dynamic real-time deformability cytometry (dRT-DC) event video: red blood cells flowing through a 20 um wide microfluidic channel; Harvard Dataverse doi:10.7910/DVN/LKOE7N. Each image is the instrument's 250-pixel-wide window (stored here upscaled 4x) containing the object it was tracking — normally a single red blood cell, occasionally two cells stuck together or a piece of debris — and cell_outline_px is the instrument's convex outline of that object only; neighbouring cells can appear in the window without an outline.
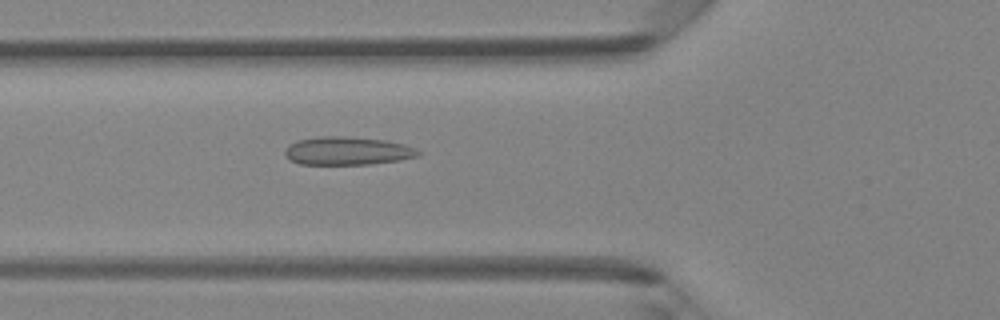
{"species": "Egyptian fruit bat (a non-hibernating species)", "species_latin": "Rousettus aegyptiacus", "temperature_condition": "room temperature", "stored_images_in_passage": 47, "camera_frame_rate_fps": 3000, "um_per_image_px": 0.085, "animal": {"sex": "female"}, "frame": {"image": 1, "passage_image": 17, "time_ms": 5.333, "image_size_px": [1000, 320], "cell_outline_px": [[420, 156], [400, 160], [368, 164], [300, 164], [288, 160], [284, 156], [284, 152], [288, 144], [300, 140], [320, 136], [344, 136], [384, 140], [404, 144], [420, 152]], "centroid_in_image_um": [29.48, 12.83], "position_along_channel_um": 96.3, "area_um2": 21.85}}
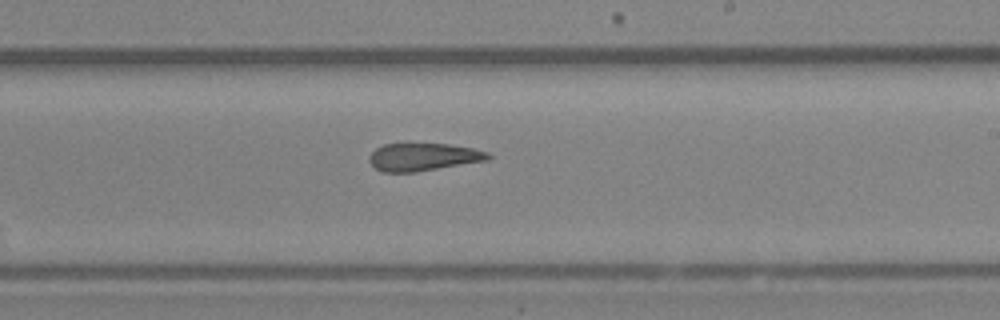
{"frame": {"image": 2, "passage_image": 28, "time_ms": 9.0, "image_size_px": [1000, 320], "cell_outline_px": [[492, 156], [488, 160], [416, 172], [384, 172], [376, 168], [368, 160], [368, 156], [376, 148], [384, 144], [448, 144], [472, 148], [488, 152]], "centroid_in_image_um": [35.98, 13.34], "position_along_channel_um": 253.0, "area_um2": 19.07}}
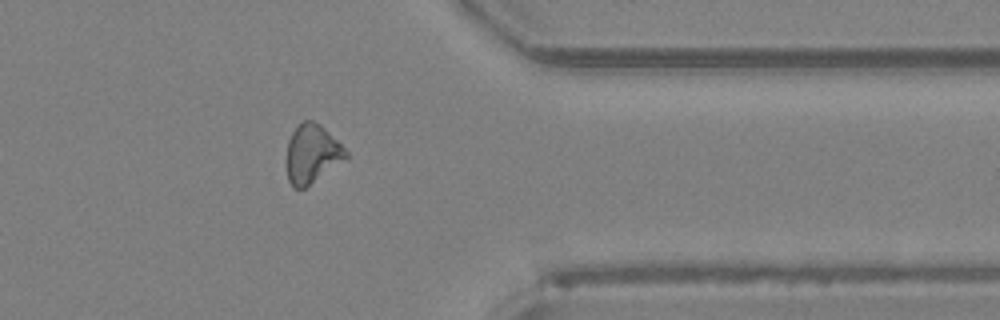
{"frame": {"image": 3, "passage_image": 38, "time_ms": 12.333, "image_size_px": [1000, 320], "cell_outline_px": [[348, 156], [304, 188], [292, 188], [288, 180], [284, 164], [284, 160], [288, 140], [292, 132], [304, 120], [312, 120], [320, 124], [348, 152]], "centroid_in_image_um": [26.43, 13.08], "position_along_channel_um": 385.0, "area_um2": 20.17}, "authors_computed_cell_mechanics": {"area_um2": 20.5768, "velocity_mm_per_s": 4.3037, "shape_relaxation_time_tau1_ms": null, "shape_relaxation_time_tau2_ms": 5.3318, "deformation_change_tau1": null, "deformation_change_tau2": 0.133}}